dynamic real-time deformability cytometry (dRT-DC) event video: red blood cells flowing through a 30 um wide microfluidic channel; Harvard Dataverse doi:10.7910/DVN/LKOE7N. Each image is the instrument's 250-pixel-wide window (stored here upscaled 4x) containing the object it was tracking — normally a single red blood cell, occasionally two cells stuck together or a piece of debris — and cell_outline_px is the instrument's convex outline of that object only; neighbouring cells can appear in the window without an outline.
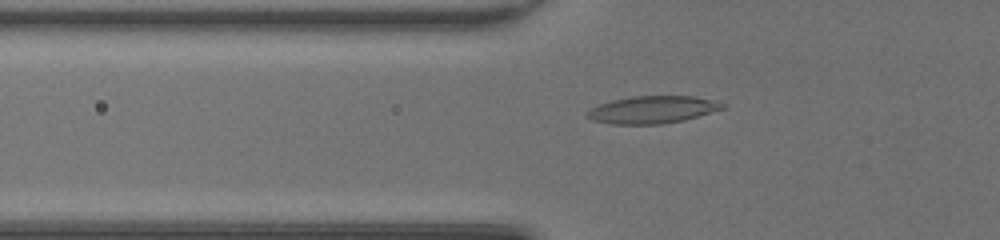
{"species": "common noctule bat (a hibernating species)", "species_latin": "Nyctalus noctula", "temperature_condition": "room temperature", "stored_images_in_passage": 37, "camera_frame_rate_fps": 3000, "um_per_image_px": 0.085, "animal": {"sex": "female", "body_mass_g": 20.0, "forearm_length_mm": 54.0}, "frame": {"image": 1, "passage_image": 6, "time_ms": 1.667, "image_size_px": [1000, 240], "cell_outline_px": [[728, 108], [684, 120], [664, 124], [612, 124], [592, 120], [584, 116], [584, 112], [600, 104], [612, 100], [632, 96], [692, 96], [716, 100], [728, 104]], "centroid_in_image_um": [55.51, 9.32], "position_along_channel_um": 70.3, "area_um2": 21.96}}
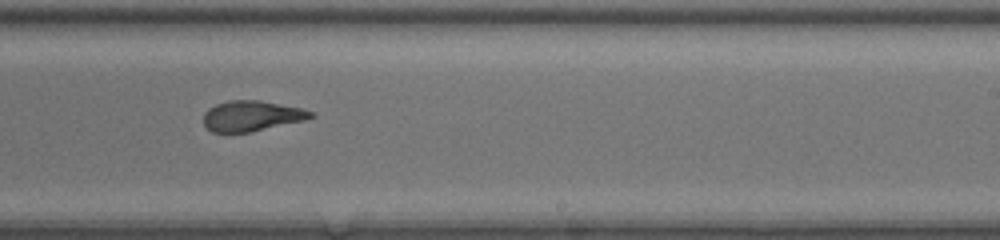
{"frame": {"image": 2, "passage_image": 20, "time_ms": 6.333, "image_size_px": [1000, 240], "cell_outline_px": [[316, 116], [304, 120], [252, 132], [212, 132], [204, 124], [204, 112], [208, 108], [216, 104], [228, 100], [260, 100], [300, 108], [312, 112]], "centroid_in_image_um": [21.37, 9.85], "position_along_channel_um": 267.6, "area_um2": 18.96}}
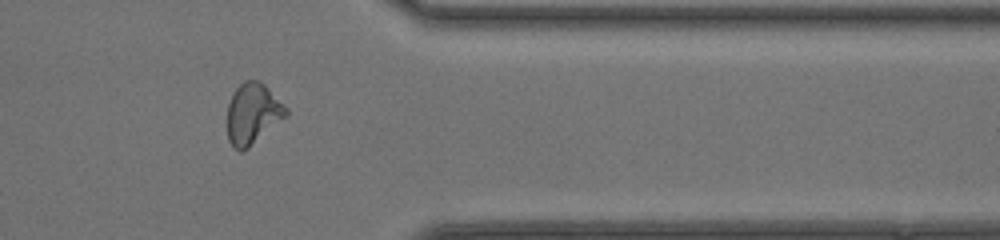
{"frame": {"image": 3, "passage_image": 29, "time_ms": 9.333, "image_size_px": [1000, 240], "cell_outline_px": [[288, 116], [248, 148], [240, 152], [228, 140], [228, 104], [232, 92], [244, 80], [260, 80], [288, 108]], "centroid_in_image_um": [21.5, 9.65], "position_along_channel_um": 389.9, "area_um2": 20.92}, "authors_computed_cell_mechanics": {"area_um2": 20.2878, "velocity_mm_per_s": 4.2924, "shape_relaxation_time_tau1_ms": 7.4136, "shape_relaxation_time_tau2_ms": 1.0038, "deformation_change_tau1": 0.2364, "deformation_change_tau2": 0.0784}}